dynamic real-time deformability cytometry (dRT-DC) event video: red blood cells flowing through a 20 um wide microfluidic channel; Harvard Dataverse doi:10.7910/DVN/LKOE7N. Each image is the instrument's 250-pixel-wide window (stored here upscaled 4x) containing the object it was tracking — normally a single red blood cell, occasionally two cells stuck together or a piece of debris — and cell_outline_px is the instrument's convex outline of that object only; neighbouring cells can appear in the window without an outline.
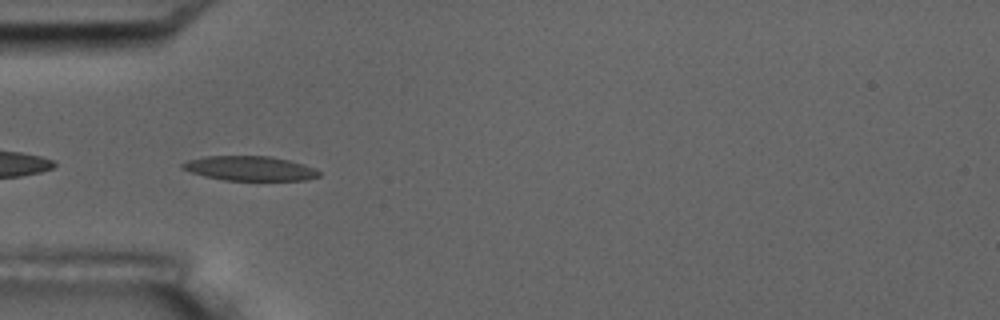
{"species": "common noctule bat (a hibernating species)", "species_latin": "Nyctalus noctula", "temperature_condition": "room temperature", "stored_images_in_passage": 12, "camera_frame_rate_fps": 3000, "um_per_image_px": 0.085, "animal": {"sex": "male", "body_mass_g": 17.5, "forearm_length_mm": 52.3}, "frame": {"image": 1, "passage_image": 1, "time_ms": 0.0, "image_size_px": [1000, 320], "cell_outline_px": [[320, 176], [304, 180], [224, 180], [204, 176], [180, 168], [180, 164], [188, 160], [204, 156], [272, 156], [304, 164], [316, 168], [320, 172]], "centroid_in_image_um": [21.23, 14.31], "position_along_channel_um": 63.8, "area_um2": 19.59}}
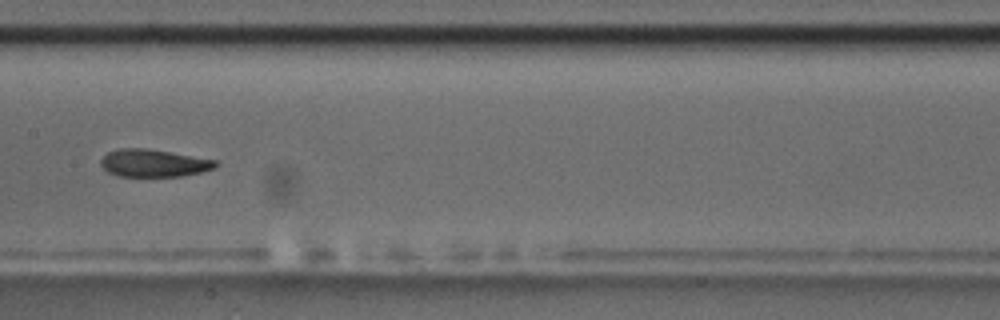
{"frame": {"image": 2, "passage_image": 4, "time_ms": 3.667, "image_size_px": [1000, 320], "cell_outline_px": [[220, 164], [212, 168], [200, 172], [180, 176], [120, 176], [108, 172], [100, 164], [100, 160], [108, 152], [120, 148], [144, 148], [216, 160]], "centroid_in_image_um": [13.03, 13.86], "position_along_channel_um": 194.4, "area_um2": 18.09}, "authors_computed_cell_mechanics": {"area_um2": 19.3341, "velocity_mm_per_s": 3.6025, "shape_relaxation_time_tau1_ms": 2.7112, "shape_relaxation_time_tau2_ms": 1.6025, "deformation_change_tau1": 0.1083, "deformation_change_tau2": 0.0687}}